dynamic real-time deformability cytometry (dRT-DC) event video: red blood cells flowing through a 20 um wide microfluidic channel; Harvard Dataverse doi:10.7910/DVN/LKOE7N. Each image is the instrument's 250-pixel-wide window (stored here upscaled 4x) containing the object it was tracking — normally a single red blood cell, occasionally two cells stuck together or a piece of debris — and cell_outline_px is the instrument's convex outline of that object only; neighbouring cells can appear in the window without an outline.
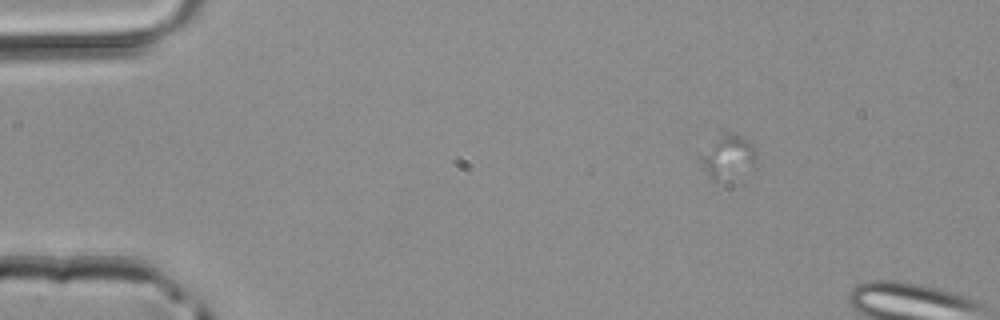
{"species": "common noctule bat (a hibernating species)", "species_latin": "Nyctalus noctula", "temperature_condition": "room temperature", "stored_images_in_passage": 3, "segment_of_instrument_passage": [1, 2], "camera_frame_rate_fps": 3000, "um_per_image_px": 0.085, "animal": {"sex": "male", "body_mass_g": 20.4}, "frame": {"image": 1, "passage_image": 1, "time_ms": 0.0, "image_size_px": [1000, 320], "cell_outline_px": [[756, 160], [716, 180], [696, 160], [696, 156], [724, 132], [732, 132], [744, 136], [756, 148]], "centroid_in_image_um": [61.78, 13.15], "position_along_channel_um": 23.2, "area_um2": 13.01}}